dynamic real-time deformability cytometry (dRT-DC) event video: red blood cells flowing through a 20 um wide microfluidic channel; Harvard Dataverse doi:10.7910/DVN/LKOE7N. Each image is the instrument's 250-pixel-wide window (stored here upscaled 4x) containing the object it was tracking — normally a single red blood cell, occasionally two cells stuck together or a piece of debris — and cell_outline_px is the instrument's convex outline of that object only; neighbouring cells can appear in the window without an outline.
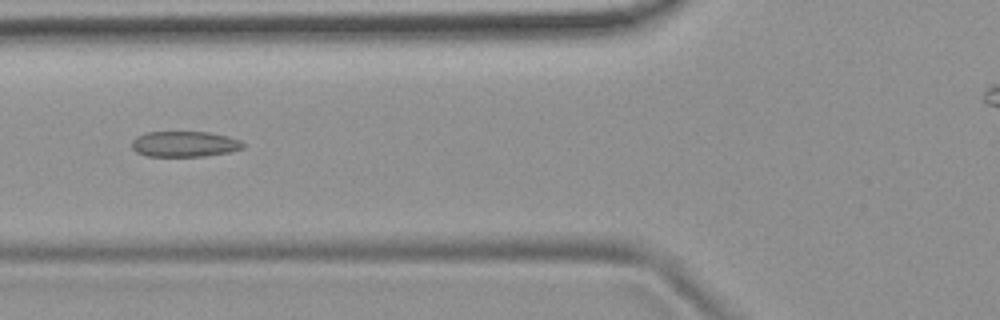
{"species": "common noctule bat (a hibernating species)", "species_latin": "Nyctalus noctula", "temperature_condition": "room temperature", "stored_images_in_passage": 9, "camera_frame_rate_fps": 3000, "um_per_image_px": 0.085, "animal": {"sex": "female", "body_mass_g": 19.9}, "frame": {"image": 1, "passage_image": 6, "time_ms": 1.667, "image_size_px": [1000, 320], "cell_outline_px": [[244, 148], [228, 152], [204, 156], [148, 156], [136, 152], [132, 148], [132, 140], [136, 136], [148, 132], [208, 132], [228, 136], [240, 140], [244, 144]], "centroid_in_image_um": [15.68, 12.24], "position_along_channel_um": 110.1, "area_um2": 16.59}}
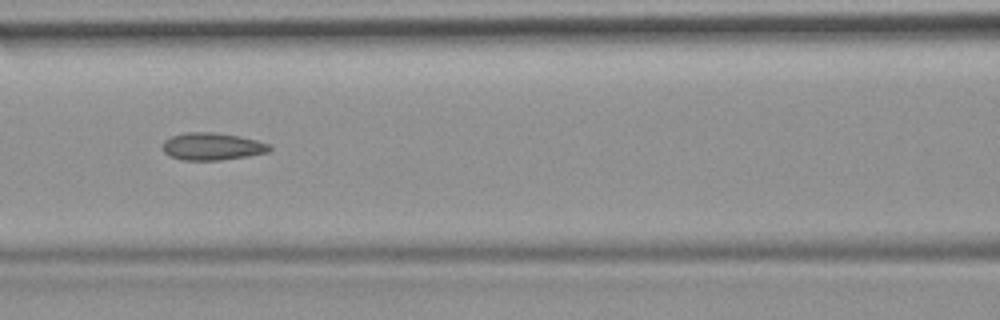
{"frame": {"image": 2, "passage_image": 7, "time_ms": 2.0, "image_size_px": [1000, 320], "cell_outline_px": [[272, 148], [268, 152], [248, 156], [220, 160], [184, 160], [168, 156], [164, 152], [164, 140], [172, 136], [184, 132], [212, 132], [240, 136], [272, 144]], "centroid_in_image_um": [18.06, 12.44], "position_along_channel_um": 148.5, "area_um2": 17.11}}
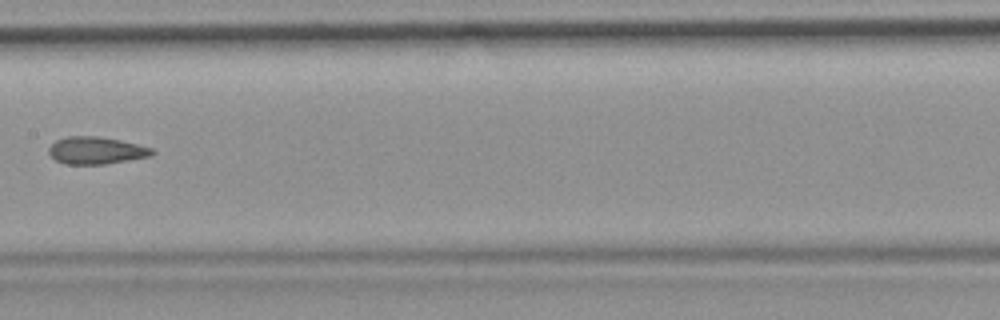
{"frame": {"image": 3, "passage_image": 8, "time_ms": 2.333, "image_size_px": [1000, 320], "cell_outline_px": [[156, 152], [152, 156], [104, 164], [68, 164], [56, 160], [48, 152], [48, 148], [56, 140], [68, 136], [96, 136], [120, 140], [152, 148]], "centroid_in_image_um": [8.18, 12.79], "position_along_channel_um": 199.2, "area_um2": 16.3}}